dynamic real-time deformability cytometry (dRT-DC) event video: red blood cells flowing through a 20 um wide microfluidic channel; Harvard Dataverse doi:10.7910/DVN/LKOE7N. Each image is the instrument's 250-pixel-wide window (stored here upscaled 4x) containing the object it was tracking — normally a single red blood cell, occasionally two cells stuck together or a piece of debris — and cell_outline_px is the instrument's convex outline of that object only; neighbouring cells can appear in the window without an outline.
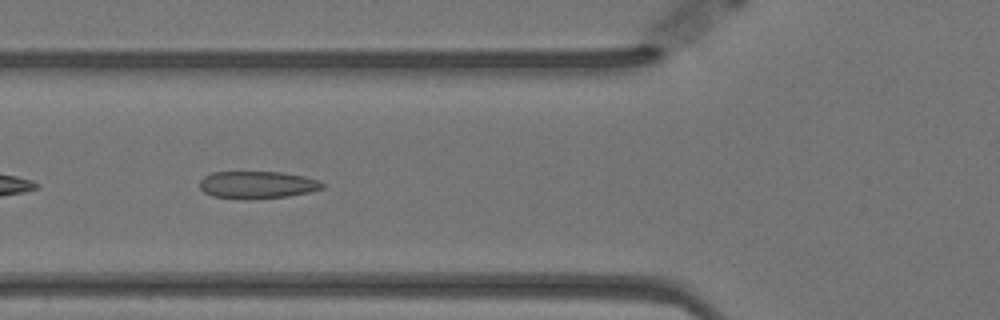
{"species": "Egyptian fruit bat (a non-hibernating species)", "species_latin": "Rousettus aegyptiacus", "temperature_condition": "warm", "stored_images_in_passage": 42, "camera_frame_rate_fps": 3000, "um_per_image_px": 0.085, "animal": {"sex": "female"}, "frame": {"image": 1, "passage_image": 6, "time_ms": 1.667, "image_size_px": [1000, 320], "cell_outline_px": [[324, 188], [308, 192], [288, 196], [248, 200], [236, 200], [212, 196], [204, 192], [200, 188], [200, 180], [204, 176], [212, 172], [280, 172], [304, 176], [316, 180], [324, 184]], "centroid_in_image_um": [21.82, 15.73], "position_along_channel_um": 104.0, "area_um2": 19.77}}
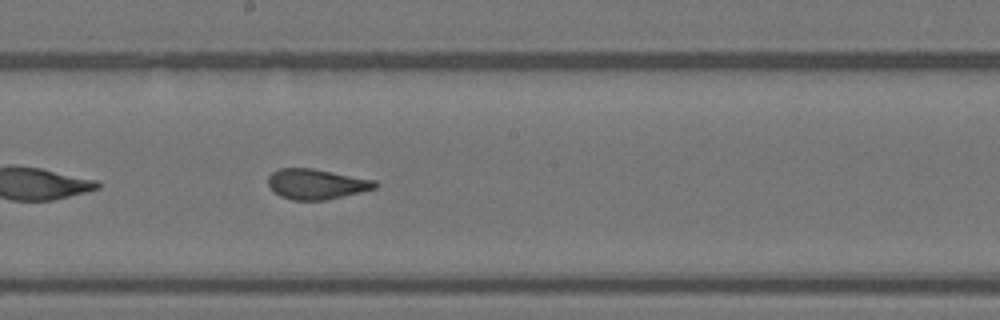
{"frame": {"image": 2, "passage_image": 16, "time_ms": 5.0, "image_size_px": [1000, 320], "cell_outline_px": [[380, 184], [376, 188], [328, 200], [292, 200], [280, 196], [268, 184], [268, 176], [272, 172], [280, 168], [312, 168], [376, 180]], "centroid_in_image_um": [26.92, 15.64], "position_along_channel_um": 221.3, "area_um2": 18.9}}
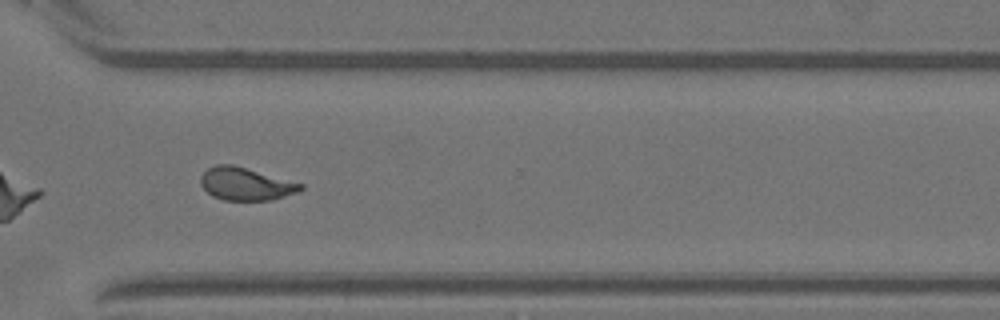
{"frame": {"image": 3, "passage_image": 27, "time_ms": 8.667, "image_size_px": [1000, 320], "cell_outline_px": [[304, 188], [296, 192], [272, 200], [224, 200], [212, 196], [200, 184], [200, 176], [208, 168], [216, 164], [232, 164], [304, 184]], "centroid_in_image_um": [20.86, 15.63], "position_along_channel_um": 349.7, "area_um2": 18.96}, "authors_computed_cell_mechanics": {"area_um2": 19.363, "velocity_mm_per_s": 3.5105, "shape_relaxation_time_tau1_ms": 5.7998, "shape_relaxation_time_tau2_ms": 0.7495, "deformation_change_tau1": 0.1473, "deformation_change_tau2": 0.0647}}